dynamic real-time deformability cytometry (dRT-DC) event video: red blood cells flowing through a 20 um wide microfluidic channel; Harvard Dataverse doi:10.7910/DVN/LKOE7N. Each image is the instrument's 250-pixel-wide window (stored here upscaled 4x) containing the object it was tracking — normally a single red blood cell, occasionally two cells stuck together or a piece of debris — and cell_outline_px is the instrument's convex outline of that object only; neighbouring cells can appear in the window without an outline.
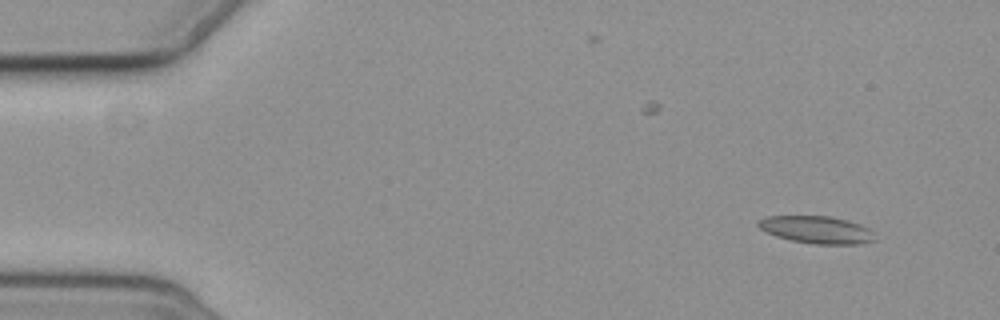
{"species": "common noctule bat (a hibernating species)", "species_latin": "Nyctalus noctula", "temperature_condition": "cold", "stored_images_in_passage": 10, "camera_frame_rate_fps": 3000, "um_per_image_px": 0.085, "animal": {"sex": "female", "body_mass_g": 19.3, "forearm_length_mm": 54.1}, "frame": {"image": 1, "passage_image": 1, "time_ms": 0.0, "image_size_px": [1000, 320], "cell_outline_px": [[876, 240], [860, 244], [812, 244], [792, 240], [776, 236], [760, 228], [756, 224], [756, 220], [768, 216], [828, 216], [848, 220], [860, 224], [868, 228], [872, 232]], "centroid_in_image_um": [69.42, 19.52], "position_along_channel_um": 15.6, "area_um2": 18.61}}
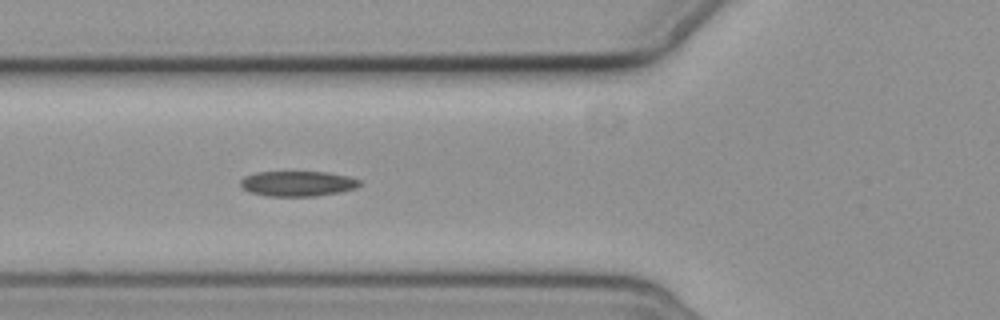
{"frame": {"image": 2, "passage_image": 6, "time_ms": 5.667, "image_size_px": [1000, 320], "cell_outline_px": [[360, 184], [356, 188], [340, 192], [316, 196], [264, 196], [248, 192], [240, 184], [240, 180], [244, 176], [256, 172], [328, 172], [348, 176], [360, 180]], "centroid_in_image_um": [25.28, 15.61], "position_along_channel_um": 100.5, "area_um2": 17.63}}
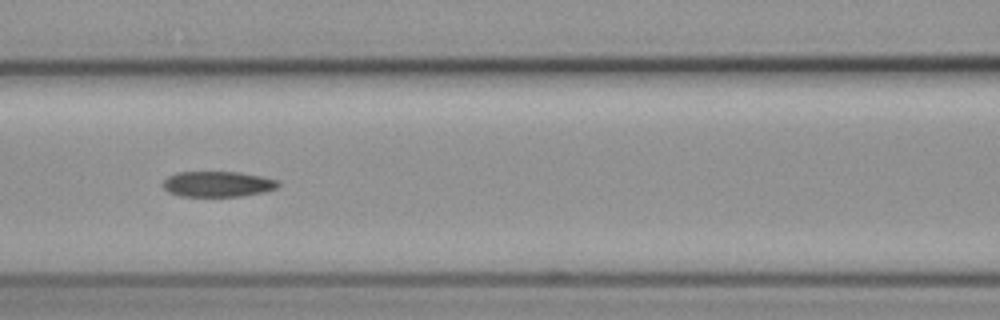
{"frame": {"image": 3, "passage_image": 7, "time_ms": 7.0, "image_size_px": [1000, 320], "cell_outline_px": [[280, 184], [276, 188], [264, 192], [240, 196], [180, 196], [168, 192], [160, 184], [168, 176], [176, 172], [240, 172], [280, 180]], "centroid_in_image_um": [18.49, 15.64], "position_along_channel_um": 148.1, "area_um2": 17.28}}